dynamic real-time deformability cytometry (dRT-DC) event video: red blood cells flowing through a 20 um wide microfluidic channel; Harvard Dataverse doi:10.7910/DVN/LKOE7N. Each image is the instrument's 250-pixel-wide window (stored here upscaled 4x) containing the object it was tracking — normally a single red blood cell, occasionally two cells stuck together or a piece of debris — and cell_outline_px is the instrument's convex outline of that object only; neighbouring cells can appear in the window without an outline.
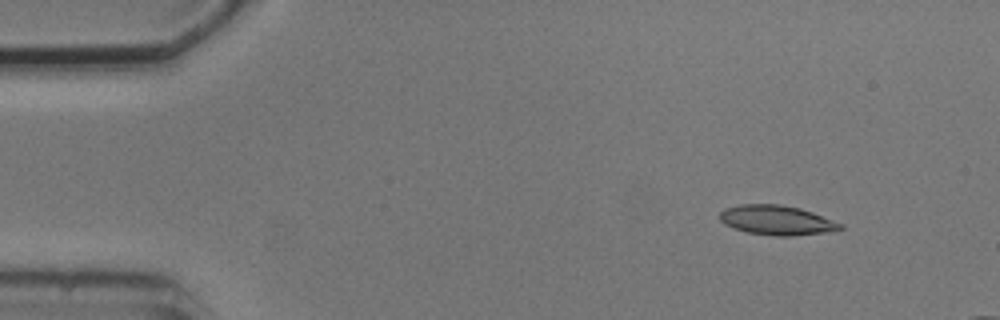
{"species": "common noctule bat (a hibernating species)", "species_latin": "Nyctalus noctula", "temperature_condition": "cold", "stored_images_in_passage": 4, "camera_frame_rate_fps": 3000, "um_per_image_px": 0.085, "animal": {"sex": "male", "body_mass_g": 20.5, "forearm_length_mm": 52.5}, "frame": {"image": 1, "passage_image": 1, "time_ms": 0.0, "image_size_px": [1000, 320], "cell_outline_px": [[844, 228], [824, 232], [792, 236], [776, 236], [748, 232], [724, 224], [720, 220], [720, 212], [724, 208], [740, 204], [780, 204], [800, 208], [812, 212], [844, 224]], "centroid_in_image_um": [66.02, 18.7], "position_along_channel_um": 19.0, "area_um2": 20.69}}